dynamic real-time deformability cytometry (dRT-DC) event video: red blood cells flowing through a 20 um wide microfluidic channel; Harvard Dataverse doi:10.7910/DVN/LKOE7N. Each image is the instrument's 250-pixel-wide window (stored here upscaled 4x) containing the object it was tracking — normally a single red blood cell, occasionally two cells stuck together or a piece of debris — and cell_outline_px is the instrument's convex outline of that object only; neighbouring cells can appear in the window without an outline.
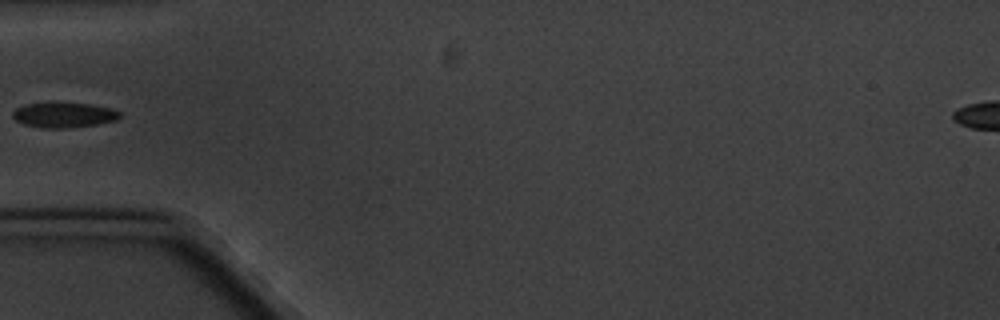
{"species": "common noctule bat (a hibernating species)", "species_latin": "Nyctalus noctula", "temperature_condition": "cold", "stored_images_in_passage": 8, "camera_frame_rate_fps": 3000, "um_per_image_px": 0.085, "animal": {"sex": "male", "body_mass_g": 20.1, "forearm_length_mm": 53.5}, "frame": {"image": 1, "passage_image": 5, "time_ms": 4.667, "image_size_px": [1000, 320], "cell_outline_px": [[120, 116], [116, 120], [96, 124], [68, 128], [40, 128], [24, 124], [16, 120], [12, 116], [12, 112], [16, 108], [24, 104], [92, 104], [112, 108], [120, 112]], "centroid_in_image_um": [5.42, 9.79], "position_along_channel_um": 79.6, "area_um2": 15.37}}